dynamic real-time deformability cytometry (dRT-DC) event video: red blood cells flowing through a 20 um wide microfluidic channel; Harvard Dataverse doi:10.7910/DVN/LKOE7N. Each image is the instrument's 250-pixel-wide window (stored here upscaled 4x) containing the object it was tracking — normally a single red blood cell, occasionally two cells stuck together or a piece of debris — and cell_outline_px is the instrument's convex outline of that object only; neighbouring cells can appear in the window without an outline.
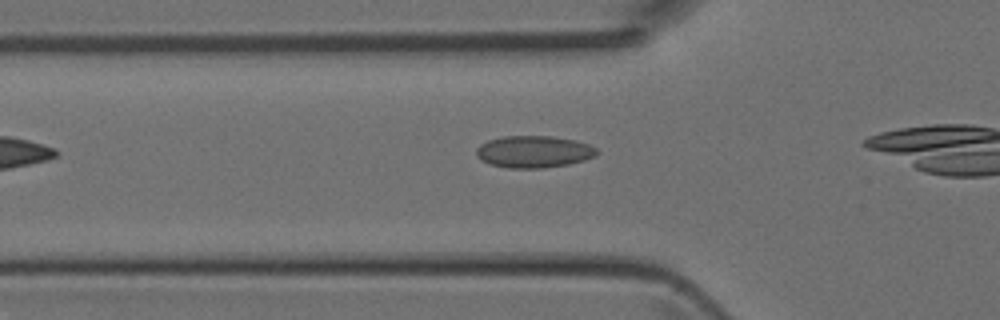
{"species": "Egyptian fruit bat (a non-hibernating species)", "species_latin": "Rousettus aegyptiacus", "temperature_condition": "room temperature", "stored_images_in_passage": 4, "camera_frame_rate_fps": 3000, "um_per_image_px": 0.085, "animal": {"sex": "female"}, "frame": {"image": 1, "passage_image": 4, "time_ms": 1.0, "image_size_px": [1000, 320], "cell_outline_px": [[600, 152], [596, 156], [584, 160], [568, 164], [544, 168], [508, 168], [492, 164], [480, 160], [476, 156], [476, 148], [480, 144], [488, 140], [504, 136], [552, 136], [576, 140], [588, 144], [596, 148]], "centroid_in_image_um": [45.38, 12.89], "position_along_channel_um": 80.4, "area_um2": 22.6}}